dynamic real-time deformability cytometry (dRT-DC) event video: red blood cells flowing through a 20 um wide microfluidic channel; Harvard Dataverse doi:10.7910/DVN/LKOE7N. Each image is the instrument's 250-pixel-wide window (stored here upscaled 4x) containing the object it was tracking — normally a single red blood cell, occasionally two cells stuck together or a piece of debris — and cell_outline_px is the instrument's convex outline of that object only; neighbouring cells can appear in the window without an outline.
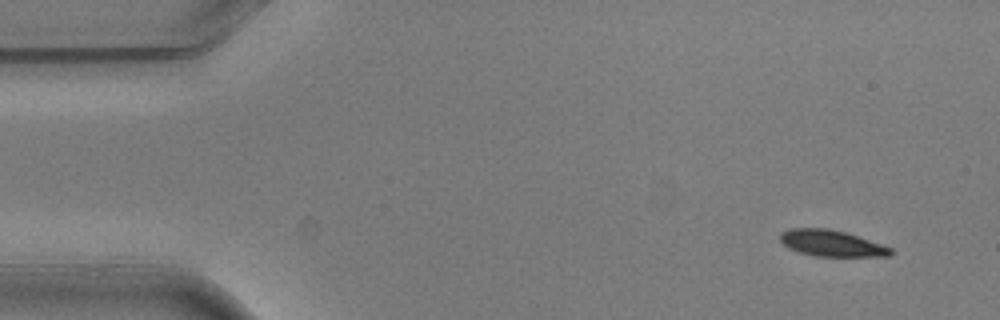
{"species": "common noctule bat (a hibernating species)", "species_latin": "Nyctalus noctula", "temperature_condition": "warm", "stored_images_in_passage": 2, "camera_frame_rate_fps": 3000, "um_per_image_px": 0.085, "animal": {"sex": "male", "body_mass_g": 20.5, "forearm_length_mm": 52.5}, "frame": {"image": 1, "passage_image": 2, "time_ms": 0.333, "image_size_px": [1000, 320], "cell_outline_px": [[896, 252], [892, 256], [812, 256], [788, 248], [780, 240], [780, 232], [788, 228], [828, 228], [844, 232], [892, 248]], "centroid_in_image_um": [70.66, 20.68], "position_along_channel_um": 14.3, "area_um2": 16.88}}